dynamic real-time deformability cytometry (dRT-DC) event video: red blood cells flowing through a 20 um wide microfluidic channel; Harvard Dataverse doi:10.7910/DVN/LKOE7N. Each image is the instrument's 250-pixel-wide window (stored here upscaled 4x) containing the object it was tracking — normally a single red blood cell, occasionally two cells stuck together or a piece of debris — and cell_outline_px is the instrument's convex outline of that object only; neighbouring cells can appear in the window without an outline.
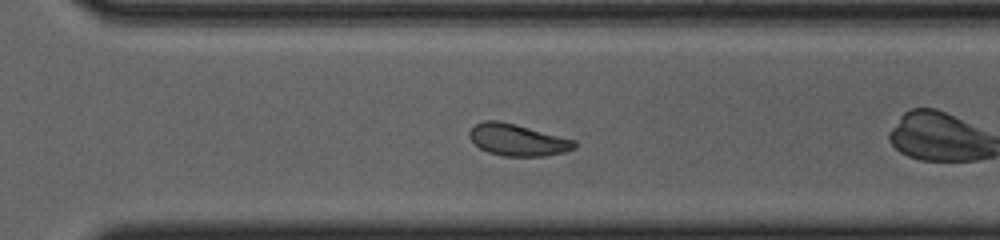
{"species": "common noctule bat (a hibernating species)", "species_latin": "Nyctalus noctula", "temperature_condition": "cold", "stored_images_in_passage": 30, "camera_frame_rate_fps": 3000, "um_per_image_px": 0.085, "animal": {"sex": "female", "body_mass_g": 23.0, "forearm_length_mm": 53.4}, "frame": {"image": 1, "passage_image": 18, "time_ms": 5.667, "image_size_px": [1000, 240], "cell_outline_px": [[576, 148], [564, 152], [544, 156], [504, 156], [488, 152], [480, 148], [468, 136], [468, 132], [476, 124], [484, 120], [496, 120], [516, 124], [576, 140]], "centroid_in_image_um": [44.0, 11.89], "position_along_channel_um": 326.6, "area_um2": 19.42}, "authors_computed_cell_mechanics": {"area_um2": 19.4786, "velocity_mm_per_s": 3.6693, "shape_relaxation_time_tau1_ms": null, "shape_relaxation_time_tau2_ms": 1.4592, "deformation_change_tau1": null, "deformation_change_tau2": 0.0748}}